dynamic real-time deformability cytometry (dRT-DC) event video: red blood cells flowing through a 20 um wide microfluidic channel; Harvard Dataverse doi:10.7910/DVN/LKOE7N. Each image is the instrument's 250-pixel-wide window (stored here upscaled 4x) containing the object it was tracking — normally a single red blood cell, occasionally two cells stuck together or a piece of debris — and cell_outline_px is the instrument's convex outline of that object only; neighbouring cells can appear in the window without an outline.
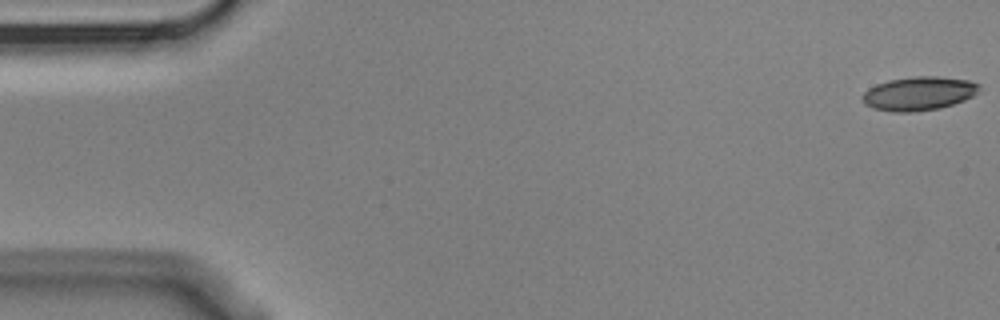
{"species": "Egyptian fruit bat (a non-hibernating species)", "species_latin": "Rousettus aegyptiacus", "temperature_condition": "cold", "stored_images_in_passage": 4, "camera_frame_rate_fps": 3000, "um_per_image_px": 0.085, "animal": {"sex": "male"}, "frame": {"image": 1, "passage_image": 1, "time_ms": 0.0, "image_size_px": [1000, 320], "cell_outline_px": [[980, 92], [964, 100], [940, 108], [916, 112], [892, 112], [872, 108], [864, 104], [860, 96], [868, 88], [876, 84], [888, 80], [916, 76], [936, 76], [968, 80], [980, 84]], "centroid_in_image_um": [78.07, 7.95], "position_along_channel_um": 6.9, "area_um2": 23.24}}